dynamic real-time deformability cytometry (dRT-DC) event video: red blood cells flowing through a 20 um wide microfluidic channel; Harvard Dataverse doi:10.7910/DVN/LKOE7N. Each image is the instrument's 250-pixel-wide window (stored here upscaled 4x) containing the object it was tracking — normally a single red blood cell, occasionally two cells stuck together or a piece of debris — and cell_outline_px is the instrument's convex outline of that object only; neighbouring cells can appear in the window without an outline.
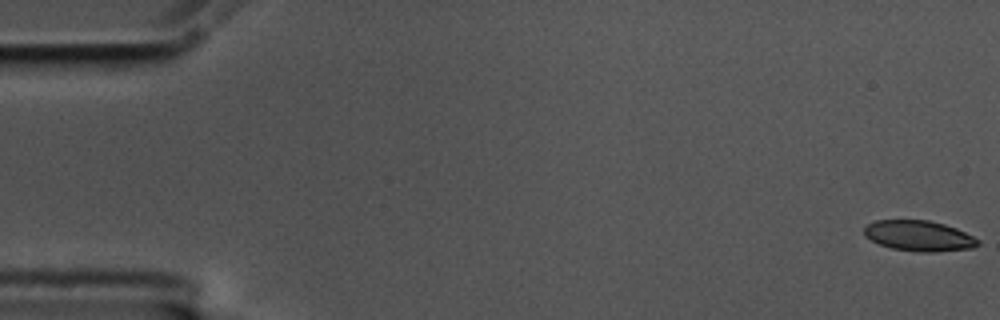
{"species": "common noctule bat (a hibernating species)", "species_latin": "Nyctalus noctula", "temperature_condition": "cold", "stored_images_in_passage": 18, "camera_frame_rate_fps": 3000, "um_per_image_px": 0.085, "animal": {"sex": "male", "body_mass_g": 17.5, "forearm_length_mm": 52.3}, "frame": {"image": 1, "passage_image": 1, "time_ms": 0.0, "image_size_px": [1000, 320], "cell_outline_px": [[980, 244], [972, 248], [936, 252], [920, 252], [892, 248], [880, 244], [864, 236], [864, 228], [868, 224], [876, 220], [928, 220], [944, 224], [956, 228], [980, 240]], "centroid_in_image_um": [78.12, 20.05], "position_along_channel_um": 6.9, "area_um2": 20.17}}
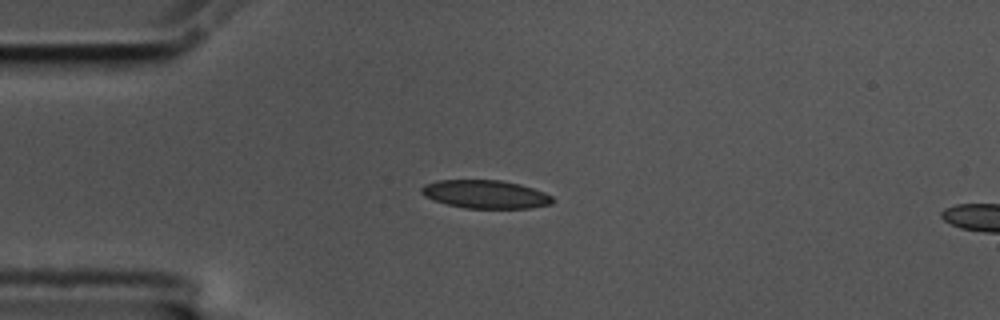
{"frame": {"image": 2, "passage_image": 15, "time_ms": 4.667, "image_size_px": [1000, 320], "cell_outline_px": [[552, 204], [528, 208], [464, 208], [448, 204], [424, 196], [420, 192], [420, 188], [424, 184], [436, 180], [500, 180], [520, 184], [544, 192], [552, 196]], "centroid_in_image_um": [41.24, 16.5], "position_along_channel_um": 43.8, "area_um2": 21.5}}